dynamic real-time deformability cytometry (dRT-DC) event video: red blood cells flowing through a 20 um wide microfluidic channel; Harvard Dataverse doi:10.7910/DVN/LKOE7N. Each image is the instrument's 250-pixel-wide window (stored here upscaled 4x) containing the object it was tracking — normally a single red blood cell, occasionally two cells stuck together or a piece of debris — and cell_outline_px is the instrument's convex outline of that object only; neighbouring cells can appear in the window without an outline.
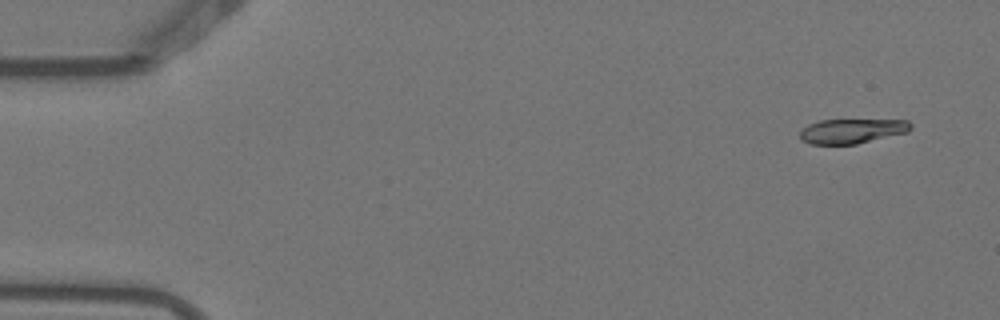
{"species": "Egyptian fruit bat (a non-hibernating species)", "species_latin": "Rousettus aegyptiacus", "temperature_condition": "warm", "stored_images_in_passage": 5, "camera_frame_rate_fps": 3000, "um_per_image_px": 0.085, "animal": {"sex": "female"}, "frame": {"image": 1, "passage_image": 5, "time_ms": 1.333, "image_size_px": [1000, 320], "cell_outline_px": [[912, 128], [908, 132], [856, 144], [812, 144], [800, 140], [800, 132], [808, 124], [820, 120], [908, 120], [912, 124]], "centroid_in_image_um": [72.43, 11.14], "position_along_channel_um": 12.6, "area_um2": 15.9}}